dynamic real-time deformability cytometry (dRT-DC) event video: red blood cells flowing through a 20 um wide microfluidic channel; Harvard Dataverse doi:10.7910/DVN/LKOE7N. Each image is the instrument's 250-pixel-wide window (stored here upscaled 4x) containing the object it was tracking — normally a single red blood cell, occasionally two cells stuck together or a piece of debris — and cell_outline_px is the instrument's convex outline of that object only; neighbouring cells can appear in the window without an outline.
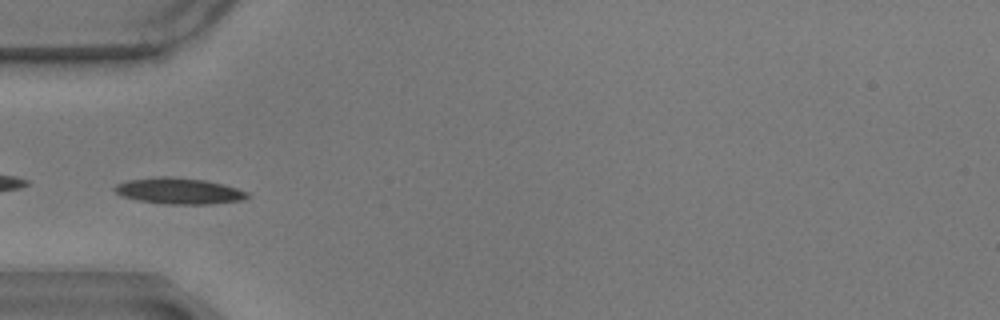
{"species": "common noctule bat (a hibernating species)", "species_latin": "Nyctalus noctula", "temperature_condition": "warm", "stored_images_in_passage": 1, "camera_frame_rate_fps": 3000, "um_per_image_px": 0.085, "animal": {"sex": "male", "body_mass_g": 17.9}, "frame": {"image": 1, "passage_image": 1, "time_ms": 0.0, "image_size_px": [1000, 320], "cell_outline_px": [[248, 196], [240, 200], [212, 204], [172, 204], [140, 200], [124, 196], [116, 192], [112, 188], [116, 184], [128, 180], [160, 176], [164, 176], [204, 180], [236, 188], [248, 192]], "centroid_in_image_um": [15.19, 16.23], "position_along_channel_um": 69.8, "area_um2": 19.71}}